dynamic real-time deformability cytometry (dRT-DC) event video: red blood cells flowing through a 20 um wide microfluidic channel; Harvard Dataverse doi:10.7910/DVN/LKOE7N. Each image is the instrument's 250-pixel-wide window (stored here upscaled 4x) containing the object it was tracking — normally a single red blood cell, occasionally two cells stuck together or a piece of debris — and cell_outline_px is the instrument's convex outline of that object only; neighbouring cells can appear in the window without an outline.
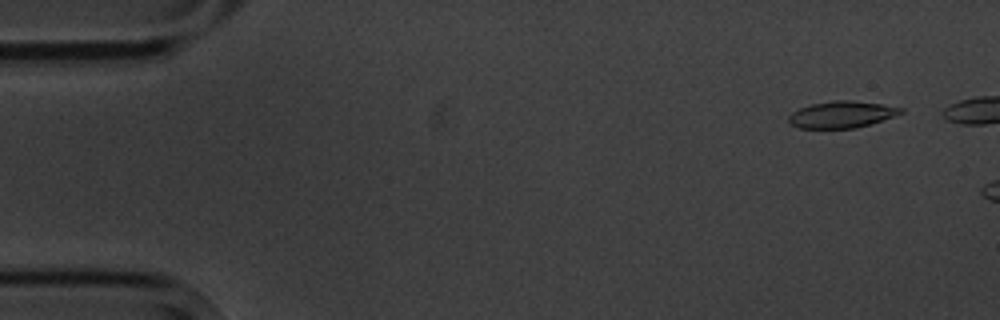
{"species": "common noctule bat (a hibernating species)", "species_latin": "Nyctalus noctula", "temperature_condition": "cold", "stored_images_in_passage": 3, "camera_frame_rate_fps": 3000, "um_per_image_px": 0.085, "animal": {"sex": "male", "body_mass_g": 20.1, "forearm_length_mm": 53.5}, "frame": {"image": 1, "passage_image": 2, "time_ms": 1.0, "image_size_px": [1000, 320], "cell_outline_px": [[904, 112], [856, 128], [800, 128], [792, 124], [788, 120], [788, 116], [792, 112], [800, 108], [812, 104], [832, 100], [852, 100], [884, 104], [904, 108]], "centroid_in_image_um": [71.54, 9.72], "position_along_channel_um": 13.5, "area_um2": 17.28}}